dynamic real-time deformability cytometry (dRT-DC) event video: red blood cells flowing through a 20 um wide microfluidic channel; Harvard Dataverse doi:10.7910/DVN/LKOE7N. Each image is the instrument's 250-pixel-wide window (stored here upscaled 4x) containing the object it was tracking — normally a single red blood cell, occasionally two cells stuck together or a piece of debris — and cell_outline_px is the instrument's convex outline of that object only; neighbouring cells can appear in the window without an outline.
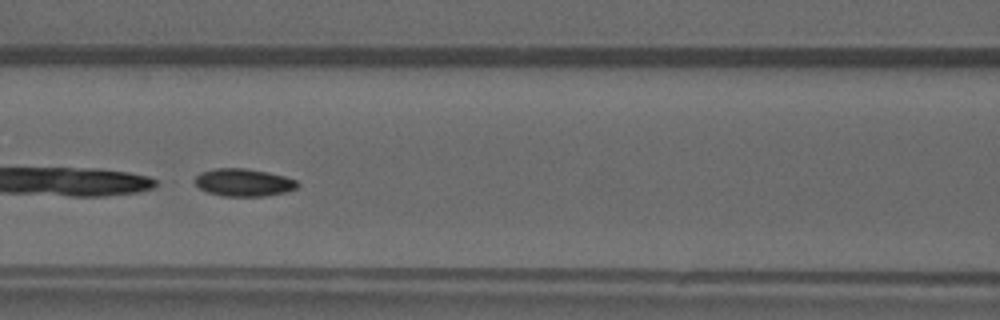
{"species": "common noctule bat (a hibernating species)", "species_latin": "Nyctalus noctula", "temperature_condition": "warm", "stored_images_in_passage": 38, "camera_frame_rate_fps": 3000, "um_per_image_px": 0.085, "animal": {"sex": "male", "forearm_length_mm": 52.5}, "frame": {"image": 1, "passage_image": 12, "time_ms": 3.667, "image_size_px": [1000, 320], "cell_outline_px": [[300, 184], [296, 188], [284, 192], [264, 196], [224, 196], [208, 192], [200, 188], [196, 184], [196, 176], [200, 172], [216, 168], [244, 168], [268, 172], [284, 176], [296, 180]], "centroid_in_image_um": [20.72, 15.5], "position_along_channel_um": 145.9, "area_um2": 16.36}}
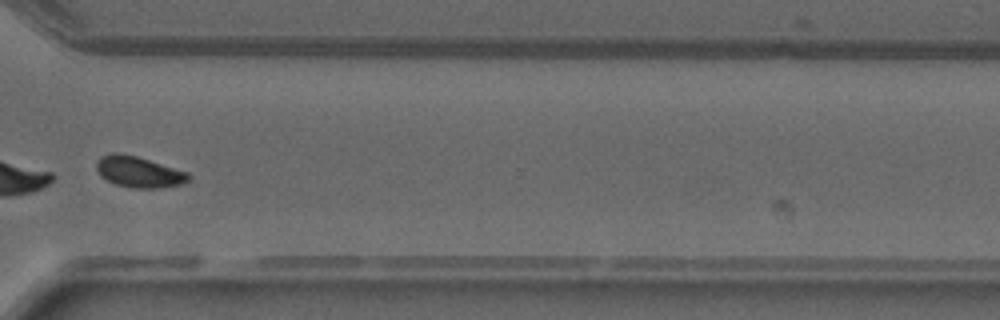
{"frame": {"image": 2, "passage_image": 27, "time_ms": 8.667, "image_size_px": [1000, 320], "cell_outline_px": [[192, 176], [184, 184], [160, 188], [132, 188], [116, 184], [100, 176], [96, 168], [96, 164], [100, 156], [112, 152], [120, 152], [136, 156], [188, 172]], "centroid_in_image_um": [11.8, 14.61], "position_along_channel_um": 358.8, "area_um2": 16.76}}